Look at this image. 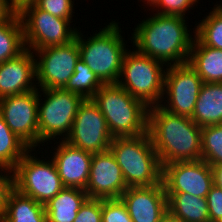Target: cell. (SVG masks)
I'll use <instances>...</instances> for the list:
<instances>
[{
    "instance_id": "7",
    "label": "cell",
    "mask_w": 222,
    "mask_h": 222,
    "mask_svg": "<svg viewBox=\"0 0 222 222\" xmlns=\"http://www.w3.org/2000/svg\"><path fill=\"white\" fill-rule=\"evenodd\" d=\"M45 95L38 98V144L63 136L65 140L73 126V121L84 98L64 88L41 89ZM65 133V134H64ZM65 135V137H64ZM52 138V139H51Z\"/></svg>"
},
{
    "instance_id": "20",
    "label": "cell",
    "mask_w": 222,
    "mask_h": 222,
    "mask_svg": "<svg viewBox=\"0 0 222 222\" xmlns=\"http://www.w3.org/2000/svg\"><path fill=\"white\" fill-rule=\"evenodd\" d=\"M199 127L222 123V83H203L191 118Z\"/></svg>"
},
{
    "instance_id": "11",
    "label": "cell",
    "mask_w": 222,
    "mask_h": 222,
    "mask_svg": "<svg viewBox=\"0 0 222 222\" xmlns=\"http://www.w3.org/2000/svg\"><path fill=\"white\" fill-rule=\"evenodd\" d=\"M112 140V134L98 105L93 99H84L65 141L94 154L108 151Z\"/></svg>"
},
{
    "instance_id": "25",
    "label": "cell",
    "mask_w": 222,
    "mask_h": 222,
    "mask_svg": "<svg viewBox=\"0 0 222 222\" xmlns=\"http://www.w3.org/2000/svg\"><path fill=\"white\" fill-rule=\"evenodd\" d=\"M30 148L7 126L0 114V170H14Z\"/></svg>"
},
{
    "instance_id": "29",
    "label": "cell",
    "mask_w": 222,
    "mask_h": 222,
    "mask_svg": "<svg viewBox=\"0 0 222 222\" xmlns=\"http://www.w3.org/2000/svg\"><path fill=\"white\" fill-rule=\"evenodd\" d=\"M102 222H133L120 198L102 199Z\"/></svg>"
},
{
    "instance_id": "39",
    "label": "cell",
    "mask_w": 222,
    "mask_h": 222,
    "mask_svg": "<svg viewBox=\"0 0 222 222\" xmlns=\"http://www.w3.org/2000/svg\"><path fill=\"white\" fill-rule=\"evenodd\" d=\"M145 1H147V4H149V6L151 7L154 6L158 0H145Z\"/></svg>"
},
{
    "instance_id": "3",
    "label": "cell",
    "mask_w": 222,
    "mask_h": 222,
    "mask_svg": "<svg viewBox=\"0 0 222 222\" xmlns=\"http://www.w3.org/2000/svg\"><path fill=\"white\" fill-rule=\"evenodd\" d=\"M92 99L102 112L113 138L148 132L149 107L118 83L103 84Z\"/></svg>"
},
{
    "instance_id": "13",
    "label": "cell",
    "mask_w": 222,
    "mask_h": 222,
    "mask_svg": "<svg viewBox=\"0 0 222 222\" xmlns=\"http://www.w3.org/2000/svg\"><path fill=\"white\" fill-rule=\"evenodd\" d=\"M38 90L0 99V114L5 123L30 149L38 146Z\"/></svg>"
},
{
    "instance_id": "40",
    "label": "cell",
    "mask_w": 222,
    "mask_h": 222,
    "mask_svg": "<svg viewBox=\"0 0 222 222\" xmlns=\"http://www.w3.org/2000/svg\"><path fill=\"white\" fill-rule=\"evenodd\" d=\"M215 8L218 9L222 13V5L221 3L218 5H215Z\"/></svg>"
},
{
    "instance_id": "36",
    "label": "cell",
    "mask_w": 222,
    "mask_h": 222,
    "mask_svg": "<svg viewBox=\"0 0 222 222\" xmlns=\"http://www.w3.org/2000/svg\"><path fill=\"white\" fill-rule=\"evenodd\" d=\"M214 185L222 189V164L211 166Z\"/></svg>"
},
{
    "instance_id": "17",
    "label": "cell",
    "mask_w": 222,
    "mask_h": 222,
    "mask_svg": "<svg viewBox=\"0 0 222 222\" xmlns=\"http://www.w3.org/2000/svg\"><path fill=\"white\" fill-rule=\"evenodd\" d=\"M52 157L65 187L86 189L93 153L62 140Z\"/></svg>"
},
{
    "instance_id": "12",
    "label": "cell",
    "mask_w": 222,
    "mask_h": 222,
    "mask_svg": "<svg viewBox=\"0 0 222 222\" xmlns=\"http://www.w3.org/2000/svg\"><path fill=\"white\" fill-rule=\"evenodd\" d=\"M164 95L167 104L160 106L170 113L192 118L195 104L203 84L195 69L188 63L166 68Z\"/></svg>"
},
{
    "instance_id": "30",
    "label": "cell",
    "mask_w": 222,
    "mask_h": 222,
    "mask_svg": "<svg viewBox=\"0 0 222 222\" xmlns=\"http://www.w3.org/2000/svg\"><path fill=\"white\" fill-rule=\"evenodd\" d=\"M32 2L39 9L46 11L53 16L72 20V14L74 13V2L72 0H32Z\"/></svg>"
},
{
    "instance_id": "14",
    "label": "cell",
    "mask_w": 222,
    "mask_h": 222,
    "mask_svg": "<svg viewBox=\"0 0 222 222\" xmlns=\"http://www.w3.org/2000/svg\"><path fill=\"white\" fill-rule=\"evenodd\" d=\"M162 182L166 193H187L203 198L214 185L212 168L202 159L164 165Z\"/></svg>"
},
{
    "instance_id": "34",
    "label": "cell",
    "mask_w": 222,
    "mask_h": 222,
    "mask_svg": "<svg viewBox=\"0 0 222 222\" xmlns=\"http://www.w3.org/2000/svg\"><path fill=\"white\" fill-rule=\"evenodd\" d=\"M4 172H6V174L4 173V175H2L0 171V219L3 218L8 195L14 189L13 171L5 168ZM10 173H12V175H10Z\"/></svg>"
},
{
    "instance_id": "27",
    "label": "cell",
    "mask_w": 222,
    "mask_h": 222,
    "mask_svg": "<svg viewBox=\"0 0 222 222\" xmlns=\"http://www.w3.org/2000/svg\"><path fill=\"white\" fill-rule=\"evenodd\" d=\"M195 37L208 47L222 50V13L213 8V11L196 26Z\"/></svg>"
},
{
    "instance_id": "37",
    "label": "cell",
    "mask_w": 222,
    "mask_h": 222,
    "mask_svg": "<svg viewBox=\"0 0 222 222\" xmlns=\"http://www.w3.org/2000/svg\"><path fill=\"white\" fill-rule=\"evenodd\" d=\"M160 222H184L180 218L174 216L170 211H167Z\"/></svg>"
},
{
    "instance_id": "18",
    "label": "cell",
    "mask_w": 222,
    "mask_h": 222,
    "mask_svg": "<svg viewBox=\"0 0 222 222\" xmlns=\"http://www.w3.org/2000/svg\"><path fill=\"white\" fill-rule=\"evenodd\" d=\"M35 56L26 49L14 59L0 63V99L36 90ZM34 84V85H33Z\"/></svg>"
},
{
    "instance_id": "22",
    "label": "cell",
    "mask_w": 222,
    "mask_h": 222,
    "mask_svg": "<svg viewBox=\"0 0 222 222\" xmlns=\"http://www.w3.org/2000/svg\"><path fill=\"white\" fill-rule=\"evenodd\" d=\"M2 219L4 222H47V215L43 204L14 188L8 195Z\"/></svg>"
},
{
    "instance_id": "9",
    "label": "cell",
    "mask_w": 222,
    "mask_h": 222,
    "mask_svg": "<svg viewBox=\"0 0 222 222\" xmlns=\"http://www.w3.org/2000/svg\"><path fill=\"white\" fill-rule=\"evenodd\" d=\"M29 149L17 163L14 174V188L40 204H47L65 186L60 179L53 159L43 161L31 156ZM30 153V155H29Z\"/></svg>"
},
{
    "instance_id": "19",
    "label": "cell",
    "mask_w": 222,
    "mask_h": 222,
    "mask_svg": "<svg viewBox=\"0 0 222 222\" xmlns=\"http://www.w3.org/2000/svg\"><path fill=\"white\" fill-rule=\"evenodd\" d=\"M194 38L188 63L203 83H222V50L203 45Z\"/></svg>"
},
{
    "instance_id": "31",
    "label": "cell",
    "mask_w": 222,
    "mask_h": 222,
    "mask_svg": "<svg viewBox=\"0 0 222 222\" xmlns=\"http://www.w3.org/2000/svg\"><path fill=\"white\" fill-rule=\"evenodd\" d=\"M74 222H102V199L87 198Z\"/></svg>"
},
{
    "instance_id": "26",
    "label": "cell",
    "mask_w": 222,
    "mask_h": 222,
    "mask_svg": "<svg viewBox=\"0 0 222 222\" xmlns=\"http://www.w3.org/2000/svg\"><path fill=\"white\" fill-rule=\"evenodd\" d=\"M103 84L88 65L79 58L75 65V71L64 89L78 94L84 99H92Z\"/></svg>"
},
{
    "instance_id": "35",
    "label": "cell",
    "mask_w": 222,
    "mask_h": 222,
    "mask_svg": "<svg viewBox=\"0 0 222 222\" xmlns=\"http://www.w3.org/2000/svg\"><path fill=\"white\" fill-rule=\"evenodd\" d=\"M17 12L18 8L11 0H0V23L10 20Z\"/></svg>"
},
{
    "instance_id": "5",
    "label": "cell",
    "mask_w": 222,
    "mask_h": 222,
    "mask_svg": "<svg viewBox=\"0 0 222 222\" xmlns=\"http://www.w3.org/2000/svg\"><path fill=\"white\" fill-rule=\"evenodd\" d=\"M120 32L118 23L113 21L87 41L82 38V33L76 34L80 59L104 84L118 83L120 79L127 52Z\"/></svg>"
},
{
    "instance_id": "6",
    "label": "cell",
    "mask_w": 222,
    "mask_h": 222,
    "mask_svg": "<svg viewBox=\"0 0 222 222\" xmlns=\"http://www.w3.org/2000/svg\"><path fill=\"white\" fill-rule=\"evenodd\" d=\"M163 64L137 50H127L122 62V79L118 80V84L148 107L160 105L165 99L163 97L166 72L162 68Z\"/></svg>"
},
{
    "instance_id": "23",
    "label": "cell",
    "mask_w": 222,
    "mask_h": 222,
    "mask_svg": "<svg viewBox=\"0 0 222 222\" xmlns=\"http://www.w3.org/2000/svg\"><path fill=\"white\" fill-rule=\"evenodd\" d=\"M168 211L184 222H210L207 199L187 193H166Z\"/></svg>"
},
{
    "instance_id": "8",
    "label": "cell",
    "mask_w": 222,
    "mask_h": 222,
    "mask_svg": "<svg viewBox=\"0 0 222 222\" xmlns=\"http://www.w3.org/2000/svg\"><path fill=\"white\" fill-rule=\"evenodd\" d=\"M18 14L26 49H33V52L48 46L68 44L78 32L77 29L70 28L71 20L53 16L39 9L32 1L22 4L18 8Z\"/></svg>"
},
{
    "instance_id": "33",
    "label": "cell",
    "mask_w": 222,
    "mask_h": 222,
    "mask_svg": "<svg viewBox=\"0 0 222 222\" xmlns=\"http://www.w3.org/2000/svg\"><path fill=\"white\" fill-rule=\"evenodd\" d=\"M206 199L210 222H222V189L213 185Z\"/></svg>"
},
{
    "instance_id": "21",
    "label": "cell",
    "mask_w": 222,
    "mask_h": 222,
    "mask_svg": "<svg viewBox=\"0 0 222 222\" xmlns=\"http://www.w3.org/2000/svg\"><path fill=\"white\" fill-rule=\"evenodd\" d=\"M88 198L84 189L64 187L45 204L47 222H74L77 213Z\"/></svg>"
},
{
    "instance_id": "24",
    "label": "cell",
    "mask_w": 222,
    "mask_h": 222,
    "mask_svg": "<svg viewBox=\"0 0 222 222\" xmlns=\"http://www.w3.org/2000/svg\"><path fill=\"white\" fill-rule=\"evenodd\" d=\"M26 50L23 26L18 12L0 23V63L14 59Z\"/></svg>"
},
{
    "instance_id": "38",
    "label": "cell",
    "mask_w": 222,
    "mask_h": 222,
    "mask_svg": "<svg viewBox=\"0 0 222 222\" xmlns=\"http://www.w3.org/2000/svg\"><path fill=\"white\" fill-rule=\"evenodd\" d=\"M11 1L17 8H19L22 4L30 2L32 0H11Z\"/></svg>"
},
{
    "instance_id": "2",
    "label": "cell",
    "mask_w": 222,
    "mask_h": 222,
    "mask_svg": "<svg viewBox=\"0 0 222 222\" xmlns=\"http://www.w3.org/2000/svg\"><path fill=\"white\" fill-rule=\"evenodd\" d=\"M150 17L137 25L132 34L137 51L168 66L188 62L194 38L185 16L155 13Z\"/></svg>"
},
{
    "instance_id": "16",
    "label": "cell",
    "mask_w": 222,
    "mask_h": 222,
    "mask_svg": "<svg viewBox=\"0 0 222 222\" xmlns=\"http://www.w3.org/2000/svg\"><path fill=\"white\" fill-rule=\"evenodd\" d=\"M120 199L133 222H160L168 211L163 182L148 187H129Z\"/></svg>"
},
{
    "instance_id": "32",
    "label": "cell",
    "mask_w": 222,
    "mask_h": 222,
    "mask_svg": "<svg viewBox=\"0 0 222 222\" xmlns=\"http://www.w3.org/2000/svg\"><path fill=\"white\" fill-rule=\"evenodd\" d=\"M197 0H158L153 8L160 9L157 13L184 16L189 8H193V4ZM162 9V10H161Z\"/></svg>"
},
{
    "instance_id": "1",
    "label": "cell",
    "mask_w": 222,
    "mask_h": 222,
    "mask_svg": "<svg viewBox=\"0 0 222 222\" xmlns=\"http://www.w3.org/2000/svg\"><path fill=\"white\" fill-rule=\"evenodd\" d=\"M201 130L191 118L170 113L160 105L149 107L148 134L162 167L201 160Z\"/></svg>"
},
{
    "instance_id": "15",
    "label": "cell",
    "mask_w": 222,
    "mask_h": 222,
    "mask_svg": "<svg viewBox=\"0 0 222 222\" xmlns=\"http://www.w3.org/2000/svg\"><path fill=\"white\" fill-rule=\"evenodd\" d=\"M127 188L122 170L111 151L94 153L85 189L88 198H120Z\"/></svg>"
},
{
    "instance_id": "4",
    "label": "cell",
    "mask_w": 222,
    "mask_h": 222,
    "mask_svg": "<svg viewBox=\"0 0 222 222\" xmlns=\"http://www.w3.org/2000/svg\"><path fill=\"white\" fill-rule=\"evenodd\" d=\"M109 150L122 170L127 187H148L162 182V166L147 133L117 137Z\"/></svg>"
},
{
    "instance_id": "28",
    "label": "cell",
    "mask_w": 222,
    "mask_h": 222,
    "mask_svg": "<svg viewBox=\"0 0 222 222\" xmlns=\"http://www.w3.org/2000/svg\"><path fill=\"white\" fill-rule=\"evenodd\" d=\"M201 159L210 166L222 164V123L202 127Z\"/></svg>"
},
{
    "instance_id": "10",
    "label": "cell",
    "mask_w": 222,
    "mask_h": 222,
    "mask_svg": "<svg viewBox=\"0 0 222 222\" xmlns=\"http://www.w3.org/2000/svg\"><path fill=\"white\" fill-rule=\"evenodd\" d=\"M34 52L36 56L38 54V58H35V81H38L39 89L64 88L80 58L76 37L68 44L48 46Z\"/></svg>"
}]
</instances>
